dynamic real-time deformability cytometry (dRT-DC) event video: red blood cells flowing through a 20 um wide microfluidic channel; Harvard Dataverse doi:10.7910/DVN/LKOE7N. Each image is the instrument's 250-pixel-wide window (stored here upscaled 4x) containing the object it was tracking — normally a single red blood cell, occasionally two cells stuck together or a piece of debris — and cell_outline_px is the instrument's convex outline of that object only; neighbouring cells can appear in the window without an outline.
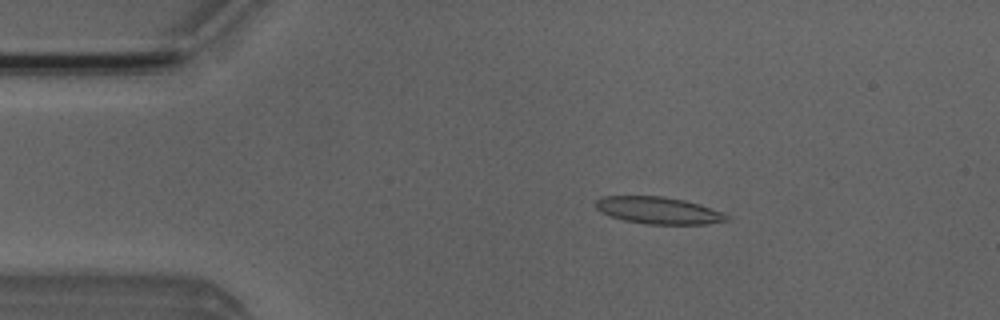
{"species": "Egyptian fruit bat (a non-hibernating species)", "species_latin": "Rousettus aegyptiacus", "temperature_condition": "room temperature", "stored_images_in_passage": 49, "camera_frame_rate_fps": 3000, "um_per_image_px": 0.085, "animal": {"sex": "male"}, "frame": {"image": 1, "passage_image": 7, "time_ms": 2.0, "image_size_px": [1000, 320], "cell_outline_px": [[732, 220], [708, 224], [644, 224], [624, 220], [608, 216], [600, 212], [596, 208], [596, 200], [604, 196], [664, 196], [684, 200], [700, 204], [724, 212]], "centroid_in_image_um": [56.0, 17.89], "position_along_channel_um": 29.0, "area_um2": 20.87}}
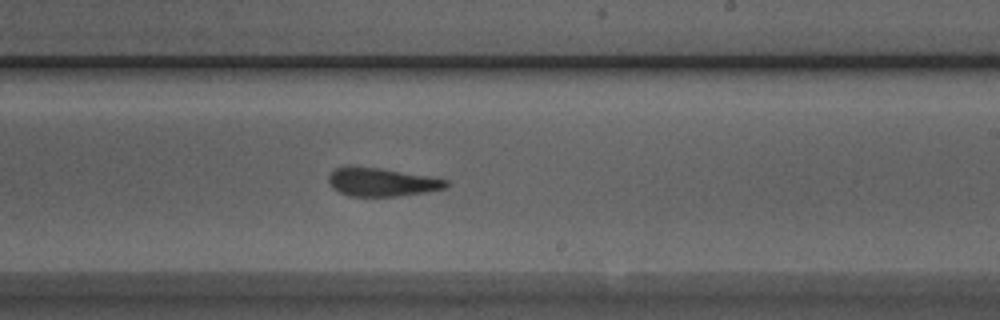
{"frame": {"image": 2, "passage_image": 28, "time_ms": 9.0, "image_size_px": [1000, 320], "cell_outline_px": [[448, 188], [424, 192], [396, 196], [348, 196], [332, 188], [328, 180], [328, 176], [336, 168], [348, 164], [352, 164], [380, 168], [428, 176], [448, 180]], "centroid_in_image_um": [32.4, 15.45], "position_along_channel_um": 256.6, "area_um2": 19.65}}
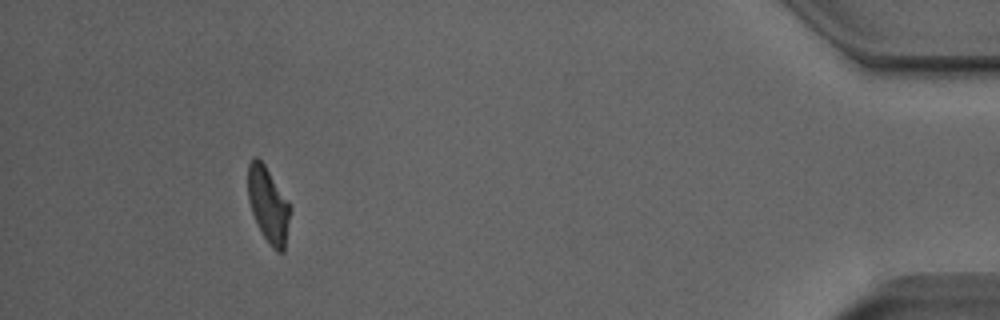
{"frame": {"image": 3, "passage_image": 45, "time_ms": 14.667, "image_size_px": [1000, 320], "cell_outline_px": [[292, 208], [284, 252], [276, 252], [272, 248], [264, 236], [252, 212], [248, 200], [248, 164], [252, 156], [256, 156], [264, 164], [288, 200]], "centroid_in_image_um": [22.82, 17.41], "position_along_channel_um": 412.4, "area_um2": 18.61}, "authors_computed_cell_mechanics": {"area_um2": 20.3456, "velocity_mm_per_s": 3.9669, "shape_relaxation_time_tau1_ms": null, "shape_relaxation_time_tau2_ms": 3.0073, "deformation_change_tau1": null, "deformation_change_tau2": 0.1466}}